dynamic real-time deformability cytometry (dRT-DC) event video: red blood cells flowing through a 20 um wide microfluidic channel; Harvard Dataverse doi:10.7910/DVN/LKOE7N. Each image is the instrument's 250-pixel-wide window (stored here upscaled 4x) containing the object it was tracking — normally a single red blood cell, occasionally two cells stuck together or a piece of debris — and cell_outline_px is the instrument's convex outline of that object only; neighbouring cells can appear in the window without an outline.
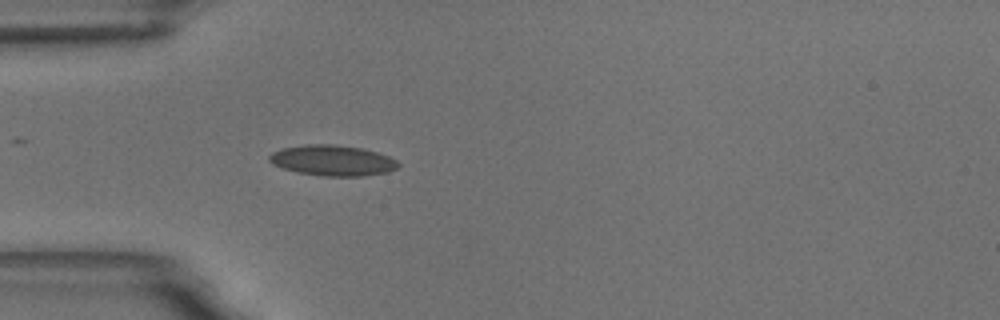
{"species": "common noctule bat (a hibernating species)", "species_latin": "Nyctalus noctula", "temperature_condition": "room temperature", "stored_images_in_passage": 42, "camera_frame_rate_fps": 3000, "um_per_image_px": 0.085, "animal": {"sex": "male", "body_mass_g": 18.8}, "frame": {"image": 1, "passage_image": 1, "time_ms": 0.0, "image_size_px": [1000, 320], "cell_outline_px": [[400, 164], [396, 168], [388, 172], [364, 176], [324, 176], [300, 172], [284, 168], [272, 164], [268, 160], [268, 156], [272, 152], [284, 148], [304, 144], [336, 144], [364, 148], [388, 156], [396, 160]], "centroid_in_image_um": [28.28, 13.63], "position_along_channel_um": 56.7, "area_um2": 23.0}}
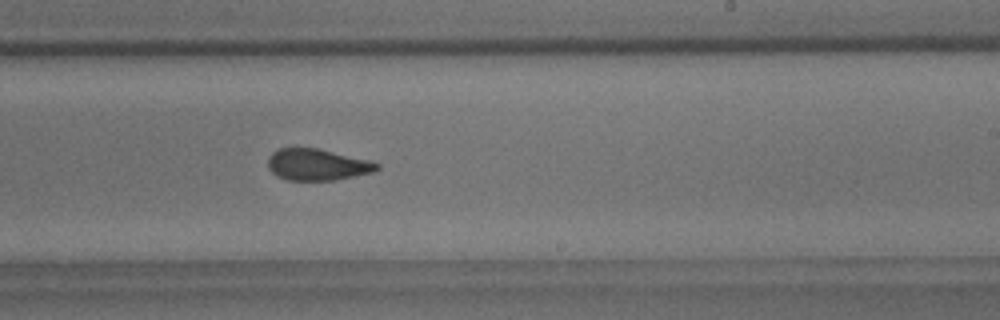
{"frame": {"image": 2, "passage_image": 19, "time_ms": 6.0, "image_size_px": [1000, 320], "cell_outline_px": [[380, 168], [372, 172], [332, 180], [288, 180], [276, 176], [268, 168], [268, 156], [276, 148], [316, 148], [368, 160], [380, 164]], "centroid_in_image_um": [26.91, 13.99], "position_along_channel_um": 262.1, "area_um2": 19.83}, "authors_computed_cell_mechanics": {"area_um2": 20.7502, "velocity_mm_per_s": 3.4851, "shape_relaxation_time_tau1_ms": 10.2432, "shape_relaxation_time_tau2_ms": 1.6552, "deformation_change_tau1": 0.195, "deformation_change_tau2": 0.0749}}